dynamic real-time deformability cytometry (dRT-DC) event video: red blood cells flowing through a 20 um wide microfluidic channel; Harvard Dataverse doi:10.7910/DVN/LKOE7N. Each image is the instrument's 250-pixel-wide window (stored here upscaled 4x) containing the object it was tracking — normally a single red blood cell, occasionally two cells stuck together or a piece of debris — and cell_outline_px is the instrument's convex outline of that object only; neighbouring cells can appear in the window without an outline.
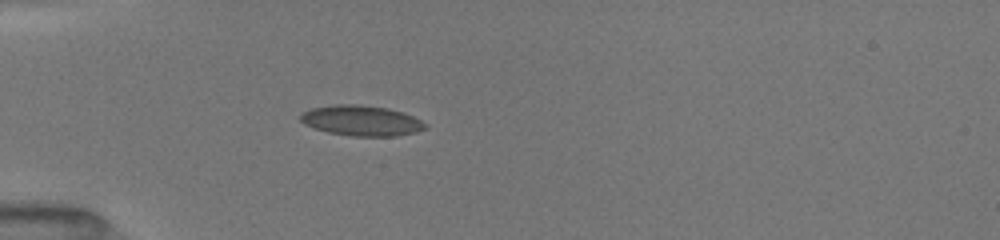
{"species": "common noctule bat (a hibernating species)", "species_latin": "Nyctalus noctula", "temperature_condition": "room temperature", "stored_images_in_passage": 38, "camera_frame_rate_fps": 3000, "um_per_image_px": 0.085, "animal": {"sex": "female", "body_mass_g": 19.5, "forearm_length_mm": 54.1}, "frame": {"image": 1, "passage_image": 7, "time_ms": 2.0, "image_size_px": [1000, 240], "cell_outline_px": [[428, 128], [416, 132], [396, 136], [352, 136], [328, 132], [312, 128], [304, 124], [300, 120], [300, 116], [304, 112], [312, 108], [332, 104], [360, 104], [388, 108], [404, 112], [428, 124]], "centroid_in_image_um": [30.74, 10.25], "position_along_channel_um": 54.3, "area_um2": 22.31}}
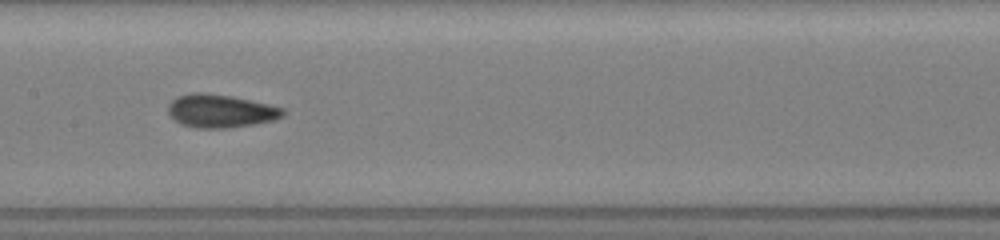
{"frame": {"image": 2, "passage_image": 18, "time_ms": 5.667, "image_size_px": [1000, 240], "cell_outline_px": [[288, 112], [284, 116], [276, 120], [228, 128], [196, 128], [180, 124], [168, 112], [168, 104], [176, 96], [192, 92], [204, 92], [232, 96], [268, 104], [284, 108]], "centroid_in_image_um": [18.77, 9.43], "position_along_channel_um": 188.6, "area_um2": 22.43}}
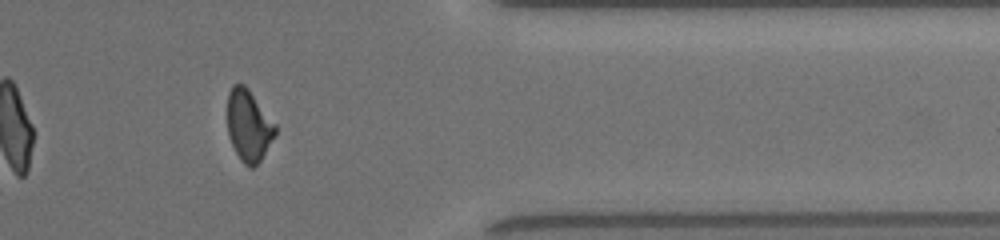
{"frame": {"image": 3, "passage_image": 34, "time_ms": 11.0, "image_size_px": [1000, 240], "cell_outline_px": [[276, 136], [260, 160], [252, 168], [248, 168], [240, 160], [228, 136], [228, 92], [232, 84], [244, 84], [248, 88], [276, 124]], "centroid_in_image_um": [21.14, 10.67], "position_along_channel_um": 390.3, "area_um2": 20.0}, "authors_computed_cell_mechanics": {"area_um2": 21.1548, "velocity_mm_per_s": 4.0361, "shape_relaxation_time_tau1_ms": null, "shape_relaxation_time_tau2_ms": 1.554, "deformation_change_tau1": null, "deformation_change_tau2": 0.0834}}